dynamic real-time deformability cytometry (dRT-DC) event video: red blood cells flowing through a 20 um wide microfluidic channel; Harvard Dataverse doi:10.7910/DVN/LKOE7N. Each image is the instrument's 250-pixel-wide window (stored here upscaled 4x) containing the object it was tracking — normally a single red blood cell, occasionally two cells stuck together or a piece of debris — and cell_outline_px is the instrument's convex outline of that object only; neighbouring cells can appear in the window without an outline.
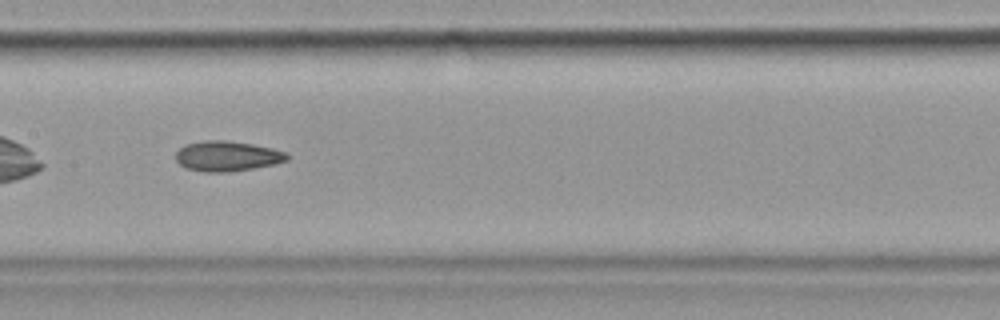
{"species": "common noctule bat (a hibernating species)", "species_latin": "Nyctalus noctula", "temperature_condition": "cold", "stored_images_in_passage": 40, "camera_frame_rate_fps": 3000, "um_per_image_px": 0.085, "animal": {"sex": "female", "body_mass_g": 19.9}, "frame": {"image": 1, "passage_image": 12, "time_ms": 3.667, "image_size_px": [1000, 320], "cell_outline_px": [[288, 160], [272, 164], [252, 168], [228, 172], [204, 172], [184, 168], [176, 160], [176, 152], [184, 144], [204, 140], [228, 140], [252, 144], [272, 148], [284, 152], [288, 156]], "centroid_in_image_um": [19.25, 13.26], "position_along_channel_um": 188.1, "area_um2": 19.54}}